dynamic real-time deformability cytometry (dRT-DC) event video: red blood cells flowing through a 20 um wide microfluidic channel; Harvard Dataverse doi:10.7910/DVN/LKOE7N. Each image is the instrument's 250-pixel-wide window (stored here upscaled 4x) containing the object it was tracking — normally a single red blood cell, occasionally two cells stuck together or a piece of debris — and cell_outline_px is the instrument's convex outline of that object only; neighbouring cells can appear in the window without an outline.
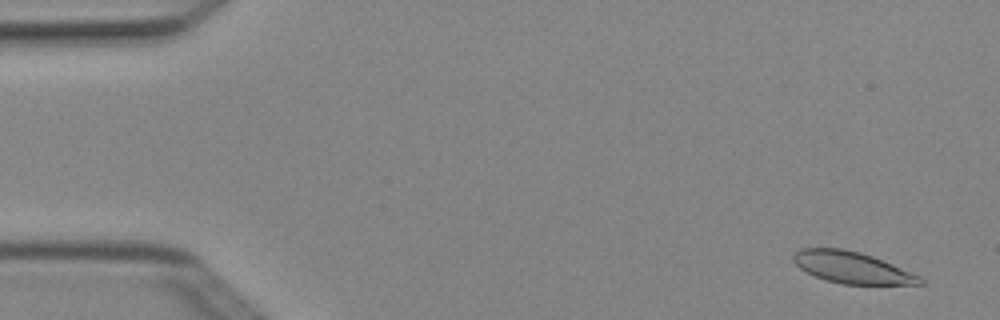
{"species": "Egyptian fruit bat (a non-hibernating species)", "species_latin": "Rousettus aegyptiacus", "temperature_condition": "cold", "stored_images_in_passage": 5, "camera_frame_rate_fps": 3000, "um_per_image_px": 0.085, "animal": {"sex": "female"}, "frame": {"image": 1, "passage_image": 1, "time_ms": 0.0, "image_size_px": [1000, 320], "cell_outline_px": [[924, 284], [844, 284], [824, 280], [800, 268], [792, 260], [792, 256], [800, 248], [844, 248], [860, 252], [872, 256], [892, 264], [920, 276], [924, 280]], "centroid_in_image_um": [72.4, 22.73], "position_along_channel_um": 12.6, "area_um2": 23.12}}